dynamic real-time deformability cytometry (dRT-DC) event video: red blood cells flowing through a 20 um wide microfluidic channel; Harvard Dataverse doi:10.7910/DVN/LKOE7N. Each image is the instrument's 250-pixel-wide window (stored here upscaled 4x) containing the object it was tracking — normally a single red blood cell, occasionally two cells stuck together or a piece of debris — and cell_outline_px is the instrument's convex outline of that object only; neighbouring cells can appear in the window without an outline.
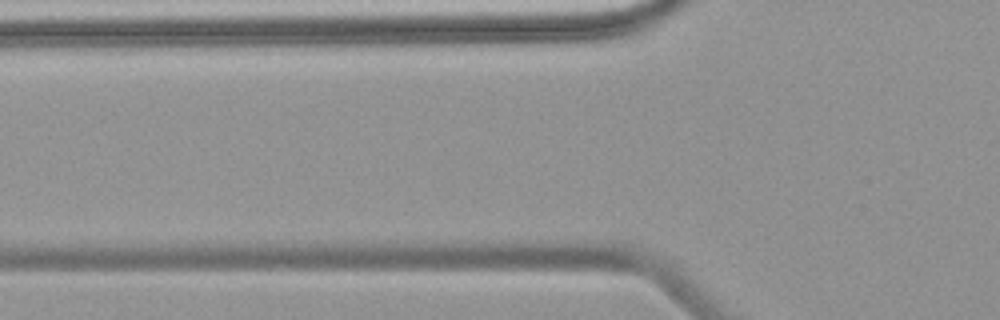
{"species": "common noctule bat (a hibernating species)", "species_latin": "Nyctalus noctula", "temperature_condition": "warm", "stored_images_in_passage": 3, "camera_frame_rate_fps": 3000, "um_per_image_px": 0.085, "animal": {"sex": "female", "body_mass_g": 18.4}, "frame": {"image": 1, "passage_image": 3, "time_ms": 2.333, "image_size_px": [1000, 320], "cell_outline_px": [[620, 32], [616, 36], [604, 40], [440, 44], [440, 40], [552, 28], [612, 24]], "centroid_in_image_um": [46.27, 3.01], "position_along_channel_um": 79.5, "area_um2": 13.64}}